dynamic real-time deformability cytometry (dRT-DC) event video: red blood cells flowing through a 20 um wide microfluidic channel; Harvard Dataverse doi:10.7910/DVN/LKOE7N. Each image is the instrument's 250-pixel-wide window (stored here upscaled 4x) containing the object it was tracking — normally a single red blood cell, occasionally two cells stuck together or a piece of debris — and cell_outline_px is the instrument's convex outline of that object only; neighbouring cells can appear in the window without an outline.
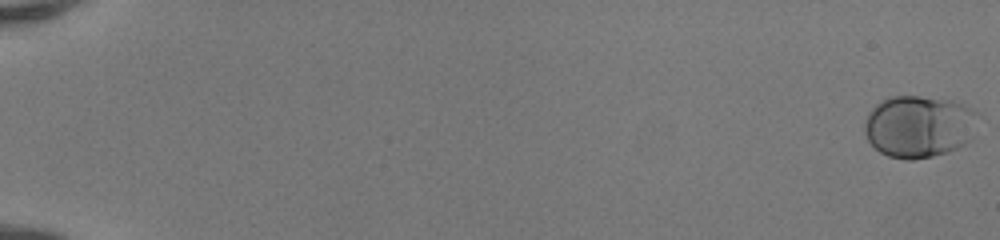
{"species": "human", "species_latin": "Homo sapiens", "temperature_condition": "room temperature", "stored_images_in_passage": 52, "camera_frame_rate_fps": 3000, "um_per_image_px": 0.085, "donor": {"sex": "female"}, "frame": {"image": 1, "passage_image": 1, "time_ms": 0.0, "image_size_px": [1000, 240], "cell_outline_px": [[976, 112], [968, 140], [964, 144], [948, 152], [932, 156], [912, 160], [908, 160], [888, 156], [880, 152], [868, 140], [864, 132], [864, 120], [868, 112], [880, 100], [892, 96], [920, 96], [952, 100], [964, 104]], "centroid_in_image_um": [78.02, 10.73], "position_along_channel_um": 7.0, "area_um2": 40.75}}
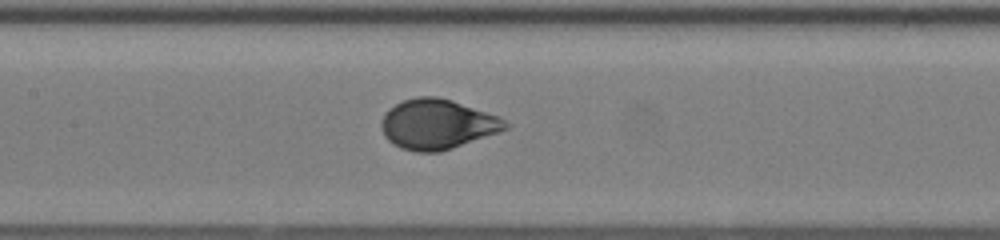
{"frame": {"image": 2, "passage_image": 28, "time_ms": 9.0, "image_size_px": [1000, 240], "cell_outline_px": [[512, 124], [508, 128], [500, 132], [440, 152], [416, 152], [400, 148], [392, 144], [384, 136], [380, 128], [380, 120], [388, 108], [404, 100], [416, 96], [436, 96], [452, 100], [500, 116]], "centroid_in_image_um": [37.17, 10.56], "position_along_channel_um": 170.2, "area_um2": 36.59}}
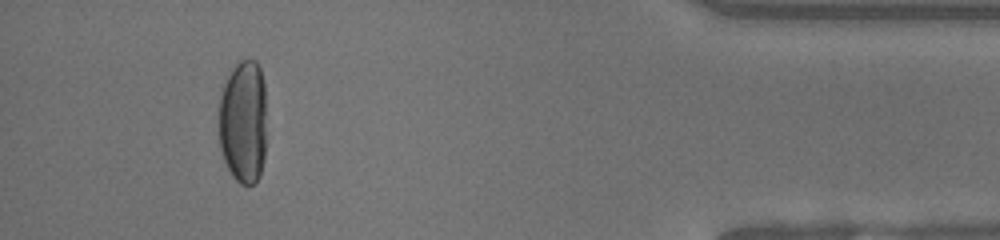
{"frame": {"image": 3, "passage_image": 49, "time_ms": 16.0, "image_size_px": [1000, 240], "cell_outline_px": [[264, 160], [260, 176], [256, 184], [240, 184], [232, 176], [224, 160], [220, 148], [216, 112], [220, 96], [224, 84], [232, 68], [240, 60], [256, 60], [260, 68], [264, 80]], "centroid_in_image_um": [20.63, 10.36], "position_along_channel_um": 414.6, "area_um2": 35.03}, "authors_computed_cell_mechanics": {"area_um2": 36.3562, "velocity_mm_per_s": 4.1411, "shape_relaxation_time_tau1_ms": 3.347, "shape_relaxation_time_tau2_ms": null, "deformation_change_tau1": 0.1808, "deformation_change_tau2": null}}